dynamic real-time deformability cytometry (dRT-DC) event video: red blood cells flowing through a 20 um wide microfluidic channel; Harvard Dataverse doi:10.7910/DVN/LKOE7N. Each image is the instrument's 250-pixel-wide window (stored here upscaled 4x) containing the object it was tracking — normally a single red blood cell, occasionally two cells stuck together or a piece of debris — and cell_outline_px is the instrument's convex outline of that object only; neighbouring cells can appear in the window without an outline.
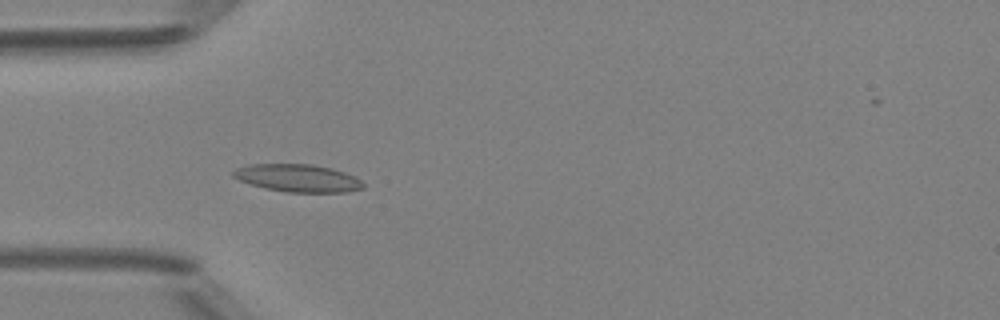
{"species": "Egyptian fruit bat (a non-hibernating species)", "species_latin": "Rousettus aegyptiacus", "temperature_condition": "room temperature", "stored_images_in_passage": 2, "camera_frame_rate_fps": 3000, "um_per_image_px": 0.085, "animal": {"sex": "female"}, "frame": {"image": 1, "passage_image": 1, "time_ms": 0.0, "image_size_px": [1000, 320], "cell_outline_px": [[364, 188], [348, 192], [288, 192], [264, 188], [240, 180], [232, 176], [232, 172], [236, 168], [248, 164], [312, 164], [332, 168], [344, 172], [360, 180], [364, 184]], "centroid_in_image_um": [25.31, 15.13], "position_along_channel_um": 59.7, "area_um2": 20.87}}
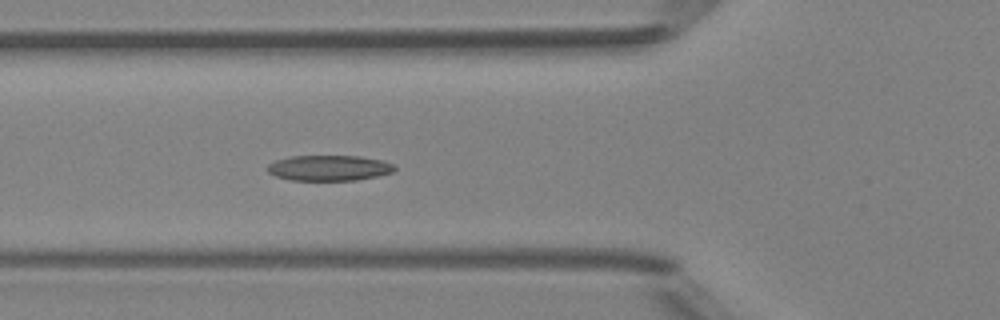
{"frame": {"image": 2, "passage_image": 2, "time_ms": 1.0, "image_size_px": [1000, 320], "cell_outline_px": [[396, 168], [392, 172], [376, 176], [356, 180], [292, 180], [276, 176], [268, 172], [264, 168], [268, 164], [276, 160], [288, 156], [360, 156], [380, 160], [392, 164]], "centroid_in_image_um": [27.91, 14.27], "position_along_channel_um": 97.9, "area_um2": 18.84}}